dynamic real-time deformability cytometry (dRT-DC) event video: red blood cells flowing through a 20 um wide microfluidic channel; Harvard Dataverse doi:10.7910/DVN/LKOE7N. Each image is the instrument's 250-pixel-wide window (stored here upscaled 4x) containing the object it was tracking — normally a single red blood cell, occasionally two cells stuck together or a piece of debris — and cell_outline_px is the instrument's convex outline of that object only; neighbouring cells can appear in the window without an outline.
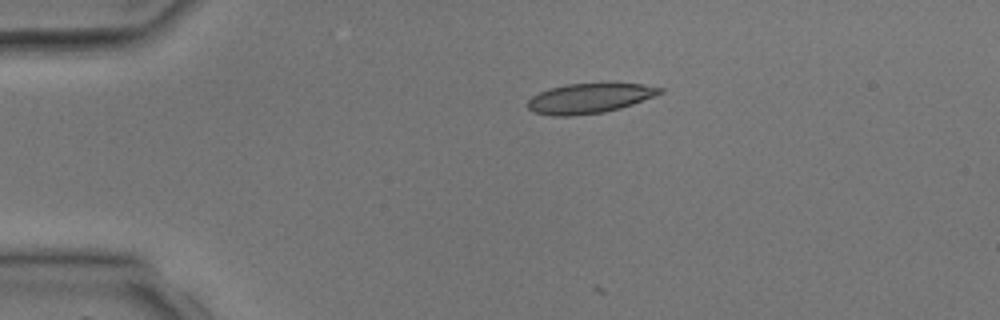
{"species": "common noctule bat (a hibernating species)", "species_latin": "Nyctalus noctula", "temperature_condition": "room temperature", "stored_images_in_passage": 4, "camera_frame_rate_fps": 3000, "um_per_image_px": 0.085, "animal": {"sex": "male", "body_mass_g": 17.9, "forearm_length_mm": 54.2}, "frame": {"image": 1, "passage_image": 3, "time_ms": 3.667, "image_size_px": [1000, 320], "cell_outline_px": [[664, 92], [632, 104], [620, 108], [604, 112], [572, 116], [552, 116], [532, 112], [528, 108], [528, 100], [532, 96], [540, 92], [552, 88], [568, 84], [644, 84], [664, 88]], "centroid_in_image_um": [50.09, 8.37], "position_along_channel_um": 34.9, "area_um2": 22.77}}